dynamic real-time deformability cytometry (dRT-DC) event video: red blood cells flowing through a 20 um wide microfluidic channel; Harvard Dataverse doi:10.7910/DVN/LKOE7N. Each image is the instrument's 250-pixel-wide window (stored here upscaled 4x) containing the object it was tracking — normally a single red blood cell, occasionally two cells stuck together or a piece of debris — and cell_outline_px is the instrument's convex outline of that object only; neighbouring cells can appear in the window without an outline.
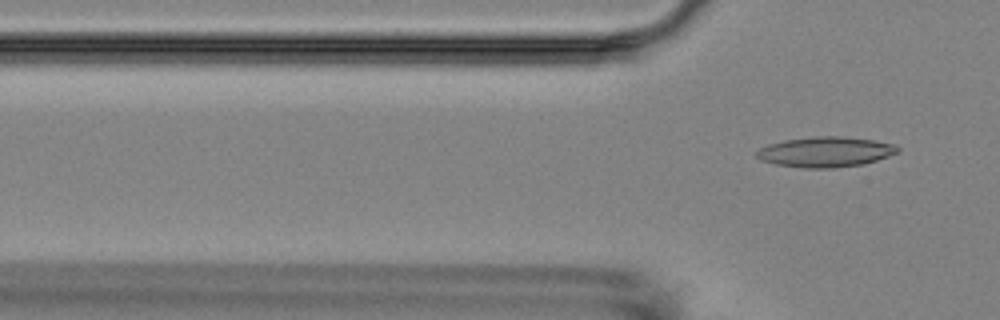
{"species": "Egyptian fruit bat (a non-hibernating species)", "species_latin": "Rousettus aegyptiacus", "temperature_condition": "room temperature", "stored_images_in_passage": 6, "camera_frame_rate_fps": 3000, "um_per_image_px": 0.085, "animal": {"sex": "female"}, "frame": {"image": 1, "passage_image": 6, "time_ms": 7.333, "image_size_px": [1000, 320], "cell_outline_px": [[900, 152], [864, 164], [832, 168], [804, 168], [776, 164], [760, 160], [756, 156], [756, 152], [760, 148], [768, 144], [784, 140], [816, 136], [840, 136], [872, 140], [892, 144], [900, 148]], "centroid_in_image_um": [70.15, 12.91], "position_along_channel_um": 55.6, "area_um2": 24.8}}